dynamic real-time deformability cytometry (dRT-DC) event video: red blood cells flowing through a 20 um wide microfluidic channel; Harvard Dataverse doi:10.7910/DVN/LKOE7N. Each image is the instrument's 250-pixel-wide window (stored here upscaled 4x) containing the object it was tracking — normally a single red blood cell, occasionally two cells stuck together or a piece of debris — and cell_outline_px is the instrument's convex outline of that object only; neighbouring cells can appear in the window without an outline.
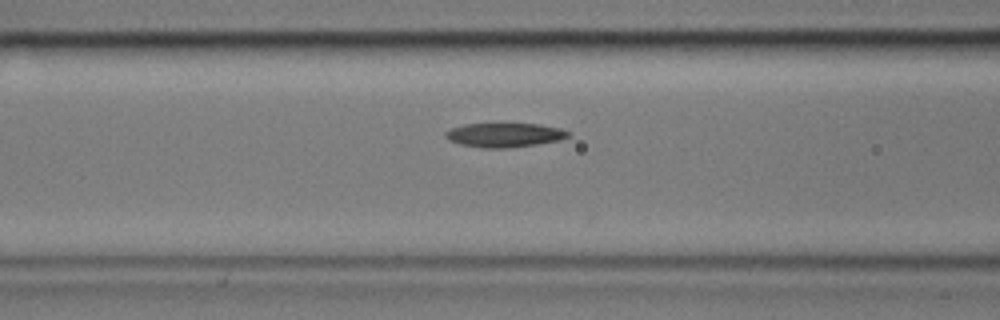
{"species": "common noctule bat (a hibernating species)", "species_latin": "Nyctalus noctula", "temperature_condition": "cold", "stored_images_in_passage": 30, "camera_frame_rate_fps": 3000, "um_per_image_px": 0.085, "animal": {"sex": "male", "body_mass_g": 17.9, "forearm_length_mm": 54.2}, "frame": {"image": 1, "passage_image": 7, "time_ms": 2.0, "image_size_px": [1000, 320], "cell_outline_px": [[568, 136], [560, 140], [536, 144], [508, 148], [484, 148], [460, 144], [448, 140], [444, 136], [444, 132], [448, 128], [464, 124], [540, 124], [560, 128], [568, 132]], "centroid_in_image_um": [42.81, 11.47], "position_along_channel_um": 123.8, "area_um2": 17.28}}
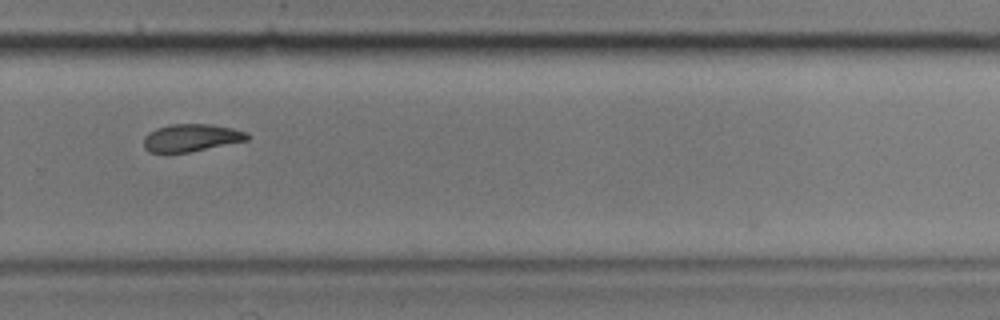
{"frame": {"image": 2, "passage_image": 23, "time_ms": 7.333, "image_size_px": [1000, 320], "cell_outline_px": [[252, 136], [248, 140], [188, 152], [148, 152], [144, 148], [144, 136], [148, 132], [156, 128], [172, 124], [212, 124], [232, 128], [248, 132]], "centroid_in_image_um": [16.27, 11.7], "position_along_channel_um": 313.5, "area_um2": 16.65}}
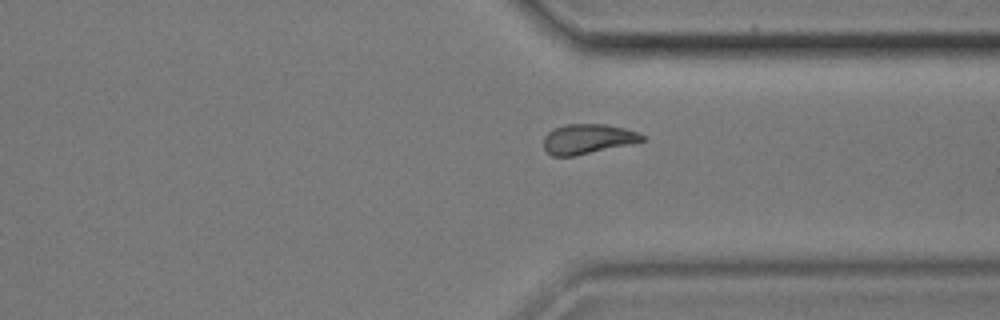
{"frame": {"image": 3, "passage_image": 27, "time_ms": 8.667, "image_size_px": [1000, 320], "cell_outline_px": [[644, 140], [632, 144], [572, 156], [552, 156], [544, 148], [544, 136], [552, 128], [564, 124], [604, 124], [624, 128], [640, 132], [644, 136]], "centroid_in_image_um": [49.95, 11.8], "position_along_channel_um": 361.5, "area_um2": 17.17}}